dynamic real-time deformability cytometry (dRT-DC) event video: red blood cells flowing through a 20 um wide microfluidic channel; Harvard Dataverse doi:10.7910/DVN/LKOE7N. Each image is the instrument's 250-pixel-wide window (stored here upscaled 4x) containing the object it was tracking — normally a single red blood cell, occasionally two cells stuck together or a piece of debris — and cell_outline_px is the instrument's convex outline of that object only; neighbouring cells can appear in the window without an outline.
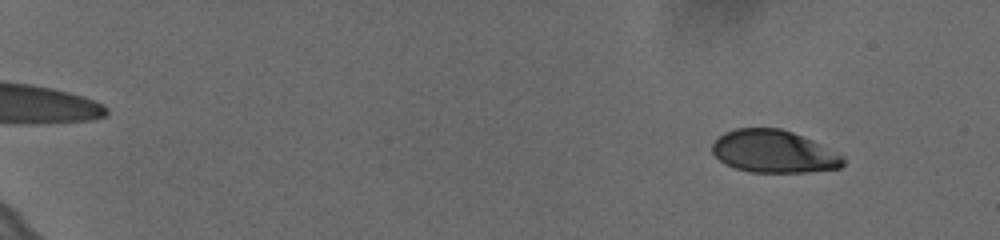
{"species": "human", "species_latin": "Homo sapiens", "temperature_condition": "cold", "stored_images_in_passage": 19, "camera_frame_rate_fps": 3000, "um_per_image_px": 0.085, "donor": {"sex": "female"}, "frame": {"image": 1, "passage_image": 6, "time_ms": 1.667, "image_size_px": [1000, 240], "cell_outline_px": [[848, 160], [840, 168], [808, 172], [752, 172], [736, 168], [720, 160], [712, 152], [712, 144], [724, 132], [736, 128], [780, 128], [792, 132], [812, 140], [844, 156]], "centroid_in_image_um": [65.8, 12.88], "position_along_channel_um": 19.2, "area_um2": 32.37}}
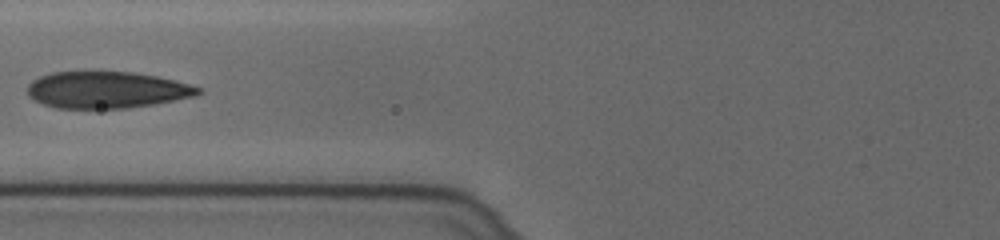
{"frame": {"image": 2, "passage_image": 15, "time_ms": 4.667, "image_size_px": [1000, 240], "cell_outline_px": [[204, 92], [196, 96], [176, 100], [152, 104], [124, 108], [56, 108], [44, 104], [28, 96], [28, 84], [32, 80], [40, 76], [52, 72], [132, 72], [156, 76], [188, 84], [200, 88]], "centroid_in_image_um": [9.06, 7.64], "position_along_channel_um": 116.7, "area_um2": 36.24}}
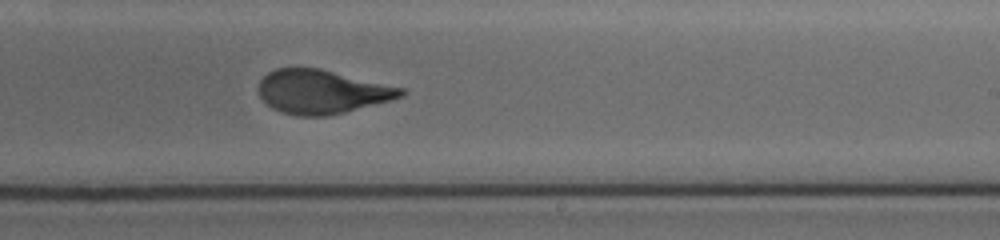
{"frame": {"image": 3, "passage_image": 19, "time_ms": 6.0, "image_size_px": [1000, 240], "cell_outline_px": [[408, 92], [404, 96], [392, 100], [328, 116], [300, 116], [280, 112], [272, 108], [260, 96], [260, 80], [268, 72], [276, 68], [320, 68], [404, 88]], "centroid_in_image_um": [27.4, 7.8], "position_along_channel_um": 261.6, "area_um2": 36.3}}